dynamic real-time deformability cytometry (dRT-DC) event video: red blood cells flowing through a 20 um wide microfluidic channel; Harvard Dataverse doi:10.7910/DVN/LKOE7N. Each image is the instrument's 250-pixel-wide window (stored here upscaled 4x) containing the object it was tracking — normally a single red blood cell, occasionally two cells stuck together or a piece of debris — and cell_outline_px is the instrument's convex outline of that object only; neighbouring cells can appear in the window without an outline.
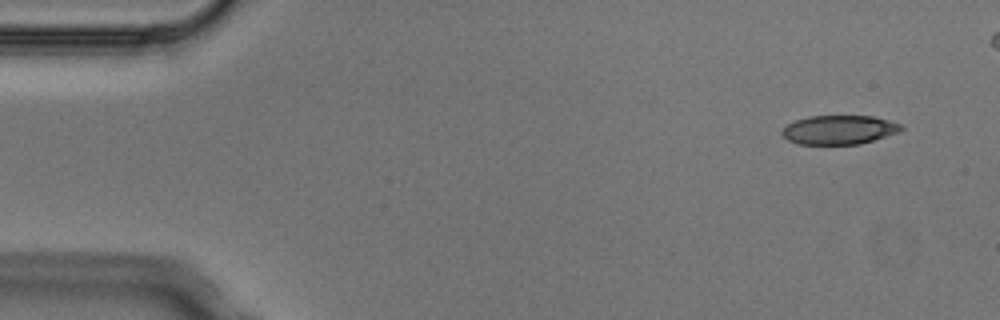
{"species": "Egyptian fruit bat (a non-hibernating species)", "species_latin": "Rousettus aegyptiacus", "temperature_condition": "cold", "stored_images_in_passage": 4, "camera_frame_rate_fps": 3000, "um_per_image_px": 0.085, "animal": {"sex": "male"}, "frame": {"image": 1, "passage_image": 1, "time_ms": 0.0, "image_size_px": [1000, 320], "cell_outline_px": [[904, 128], [900, 132], [860, 144], [796, 144], [788, 140], [780, 132], [788, 124], [796, 120], [808, 116], [872, 116], [904, 124]], "centroid_in_image_um": [71.36, 11.03], "position_along_channel_um": 13.6, "area_um2": 20.23}}